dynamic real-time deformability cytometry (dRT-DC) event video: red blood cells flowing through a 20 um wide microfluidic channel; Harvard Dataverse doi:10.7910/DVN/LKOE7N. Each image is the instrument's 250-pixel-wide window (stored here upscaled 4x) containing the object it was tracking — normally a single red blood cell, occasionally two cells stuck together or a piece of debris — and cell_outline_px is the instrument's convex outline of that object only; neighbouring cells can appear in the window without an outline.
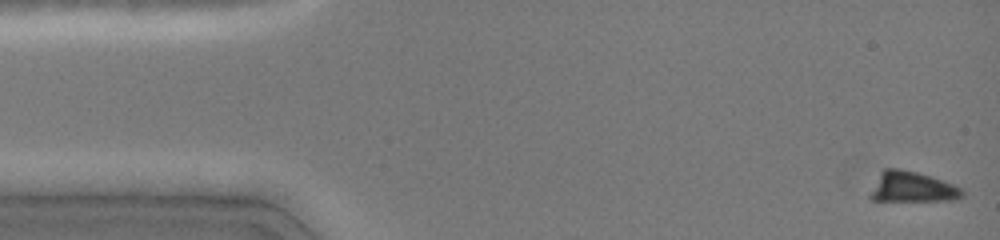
{"species": "common noctule bat (a hibernating species)", "species_latin": "Nyctalus noctula", "temperature_condition": "cold", "stored_images_in_passage": 20, "camera_frame_rate_fps": 3000, "um_per_image_px": 0.085, "animal": {"sex": "female", "body_mass_g": 19.0, "forearm_length_mm": 51.5}, "frame": {"image": 1, "passage_image": 1, "time_ms": 0.0, "image_size_px": [1000, 240], "cell_outline_px": [[964, 196], [960, 200], [872, 200], [868, 196], [880, 172], [884, 168], [900, 168], [932, 176], [952, 184], [960, 188], [964, 192]], "centroid_in_image_um": [77.54, 15.89], "position_along_channel_um": 7.5, "area_um2": 16.3}}
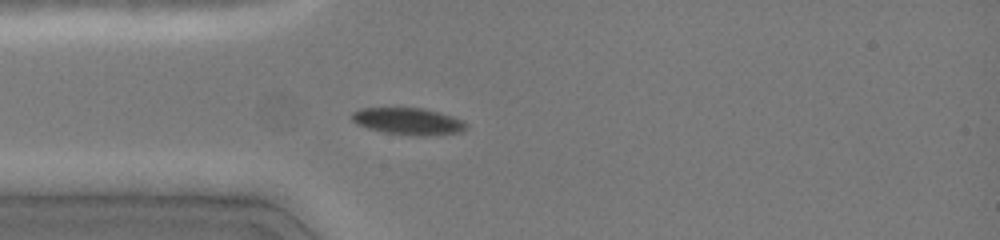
{"frame": {"image": 2, "passage_image": 10, "time_ms": 3.667, "image_size_px": [1000, 240], "cell_outline_px": [[468, 124], [460, 132], [424, 136], [416, 136], [384, 132], [368, 128], [356, 124], [352, 120], [352, 112], [360, 108], [424, 108], [440, 112], [464, 120]], "centroid_in_image_um": [34.7, 10.3], "position_along_channel_um": 50.3, "area_um2": 17.92}}
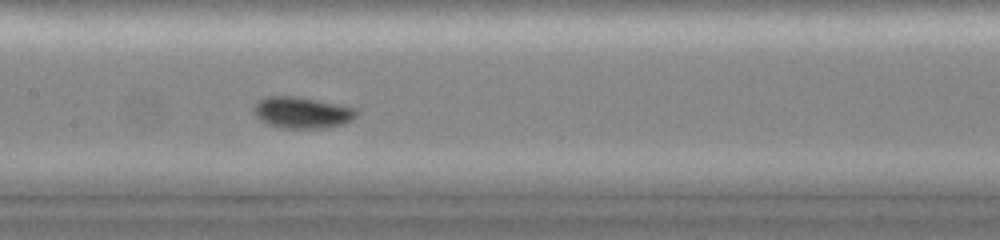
{"frame": {"image": 3, "passage_image": 18, "time_ms": 7.0, "image_size_px": [1000, 240], "cell_outline_px": [[360, 112], [352, 120], [344, 124], [324, 128], [284, 128], [268, 124], [260, 120], [252, 112], [252, 108], [256, 100], [264, 96], [296, 96], [360, 108]], "centroid_in_image_um": [25.68, 9.55], "position_along_channel_um": 181.7, "area_um2": 19.25}}